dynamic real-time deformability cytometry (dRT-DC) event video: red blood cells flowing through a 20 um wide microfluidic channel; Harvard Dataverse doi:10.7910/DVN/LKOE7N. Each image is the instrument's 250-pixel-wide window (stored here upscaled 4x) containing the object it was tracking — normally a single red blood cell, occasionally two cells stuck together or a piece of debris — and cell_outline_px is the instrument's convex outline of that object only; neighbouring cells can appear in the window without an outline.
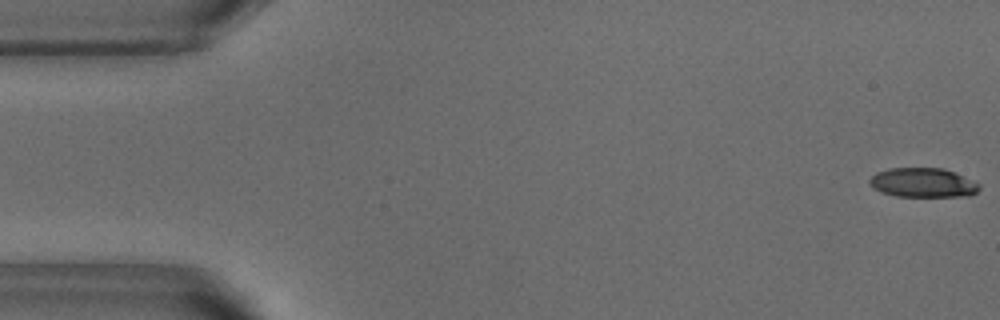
{"species": "common noctule bat (a hibernating species)", "species_latin": "Nyctalus noctula", "temperature_condition": "warm", "stored_images_in_passage": 52, "camera_frame_rate_fps": 3000, "um_per_image_px": 0.085, "animal": {"sex": "male", "body_mass_g": 18.8}, "frame": {"image": 1, "passage_image": 1, "time_ms": 0.0, "image_size_px": [1000, 320], "cell_outline_px": [[980, 188], [972, 196], [896, 196], [872, 188], [868, 184], [868, 180], [876, 172], [888, 168], [944, 168], [980, 184]], "centroid_in_image_um": [78.42, 15.52], "position_along_channel_um": 6.6, "area_um2": 18.73}}
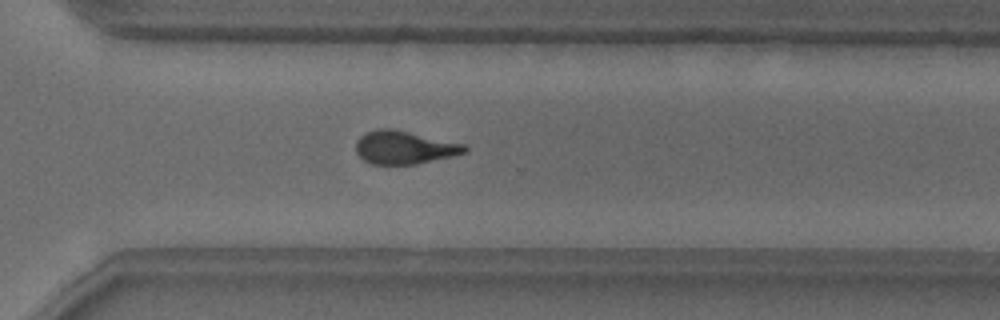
{"frame": {"image": 2, "passage_image": 37, "time_ms": 12.0, "image_size_px": [1000, 320], "cell_outline_px": [[468, 152], [452, 156], [416, 164], [372, 164], [364, 160], [356, 152], [356, 140], [360, 136], [376, 128], [392, 128], [464, 144], [468, 148]], "centroid_in_image_um": [34.36, 12.53], "position_along_channel_um": 336.2, "area_um2": 20.92}}
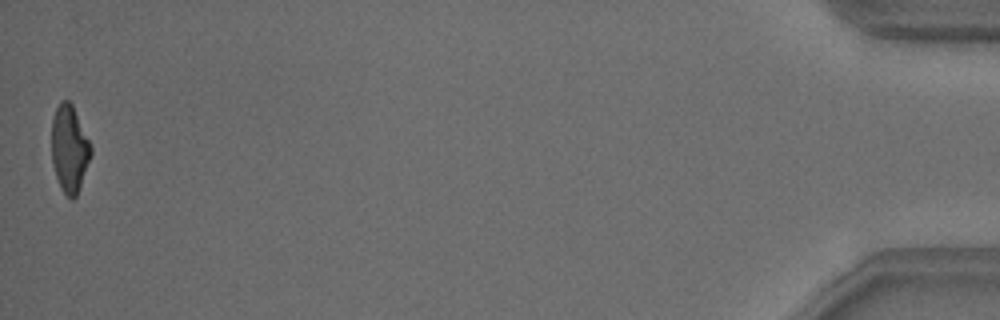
{"frame": {"image": 3, "passage_image": 52, "time_ms": 17.0, "image_size_px": [1000, 320], "cell_outline_px": [[92, 152], [76, 196], [72, 200], [64, 192], [56, 176], [52, 164], [52, 120], [56, 108], [60, 100], [68, 100], [72, 104], [92, 148]], "centroid_in_image_um": [5.89, 12.61], "position_along_channel_um": 429.3, "area_um2": 19.48}, "authors_computed_cell_mechanics": {"area_um2": 21.1259, "velocity_mm_per_s": 3.8327, "shape_relaxation_time_tau1_ms": 3.9474, "shape_relaxation_time_tau2_ms": 2.5054, "deformation_change_tau1": 0.1638, "deformation_change_tau2": 0.1182}}